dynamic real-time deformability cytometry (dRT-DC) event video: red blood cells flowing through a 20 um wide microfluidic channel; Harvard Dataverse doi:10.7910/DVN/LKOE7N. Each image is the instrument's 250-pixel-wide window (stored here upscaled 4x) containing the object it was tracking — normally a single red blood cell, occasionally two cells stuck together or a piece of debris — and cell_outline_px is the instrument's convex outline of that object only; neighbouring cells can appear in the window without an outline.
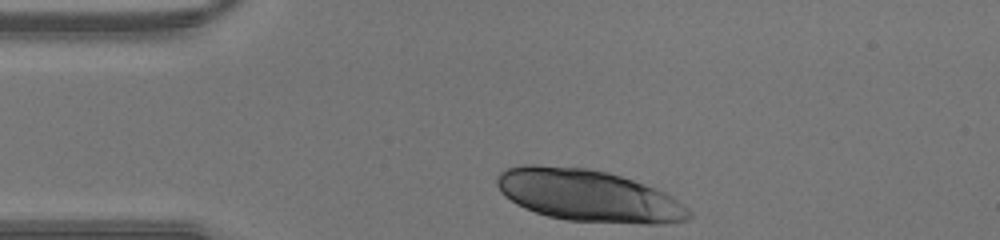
{"species": "human", "species_latin": "Homo sapiens", "temperature_condition": "warm", "stored_images_in_passage": 27, "camera_frame_rate_fps": 3000, "um_per_image_px": 0.085, "donor": {"sex": "male"}, "frame": {"image": 1, "passage_image": 1, "time_ms": 0.0, "image_size_px": [1000, 240], "cell_outline_px": [[692, 216], [688, 220], [668, 224], [644, 224], [568, 220], [548, 216], [524, 208], [516, 204], [504, 196], [500, 192], [496, 184], [496, 176], [500, 172], [508, 168], [524, 164], [536, 164], [588, 168], [608, 172], [656, 188], [672, 196], [684, 204], [692, 212]], "centroid_in_image_um": [50.02, 16.63], "position_along_channel_um": 35.0, "area_um2": 58.49}}
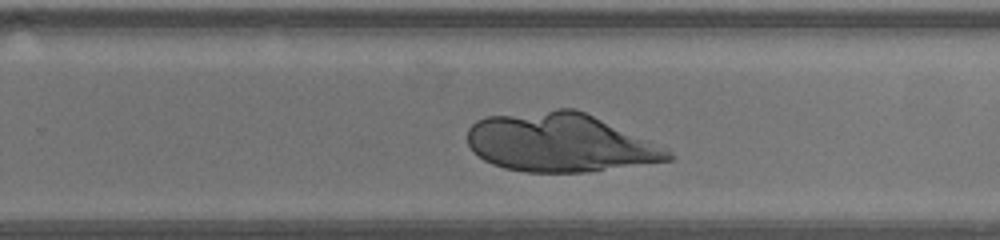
{"frame": {"image": 2, "passage_image": 20, "time_ms": 6.333, "image_size_px": [1000, 240], "cell_outline_px": [[672, 160], [584, 172], [524, 172], [504, 168], [492, 164], [484, 160], [468, 144], [468, 128], [476, 120], [488, 116], [556, 108], [576, 108], [668, 148], [672, 152]], "centroid_in_image_um": [47.6, 12.11], "position_along_channel_um": 282.2, "area_um2": 68.55}}
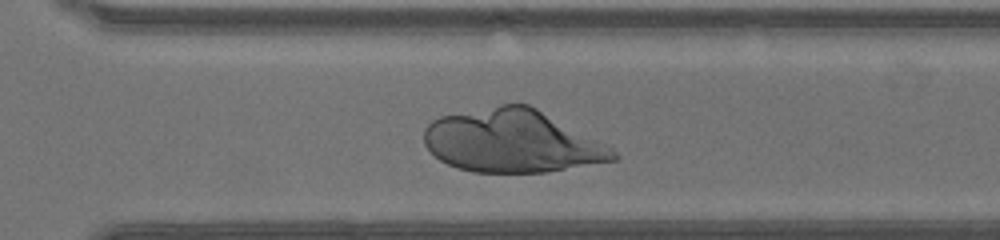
{"frame": {"image": 3, "passage_image": 23, "time_ms": 7.333, "image_size_px": [1000, 240], "cell_outline_px": [[620, 156], [616, 160], [544, 172], [472, 172], [456, 168], [440, 160], [424, 144], [424, 128], [432, 120], [440, 116], [504, 104], [528, 104], [536, 108], [612, 148]], "centroid_in_image_um": [43.5, 12.01], "position_along_channel_um": 327.1, "area_um2": 68.49}}